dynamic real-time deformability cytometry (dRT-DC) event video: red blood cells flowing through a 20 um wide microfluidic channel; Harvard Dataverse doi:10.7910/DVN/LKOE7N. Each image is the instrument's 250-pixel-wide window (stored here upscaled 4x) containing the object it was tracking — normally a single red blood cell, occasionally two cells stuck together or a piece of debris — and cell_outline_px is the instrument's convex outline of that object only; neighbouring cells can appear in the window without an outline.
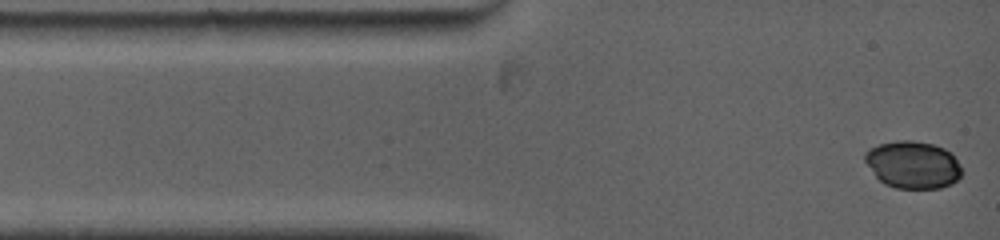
{"species": "common noctule bat (a hibernating species)", "species_latin": "Nyctalus noctula", "temperature_condition": "warm", "stored_images_in_passage": 16, "camera_frame_rate_fps": 5000, "um_per_image_px": 0.085, "animal": {"sex": "female", "body_mass_g": 19.0, "forearm_length_mm": 53.3}, "frame": {"image": 1, "passage_image": 1, "time_ms": 0.0, "image_size_px": [1000, 240], "cell_outline_px": [[964, 172], [952, 184], [940, 188], [896, 188], [884, 184], [876, 176], [864, 160], [864, 152], [868, 148], [880, 144], [896, 140], [912, 140], [932, 144], [944, 148], [952, 152], [960, 164]], "centroid_in_image_um": [77.61, 13.99], "position_along_channel_um": 7.4, "area_um2": 26.99}}
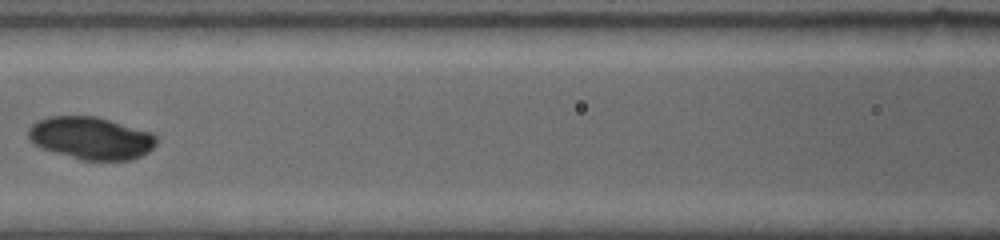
{"frame": {"image": 2, "passage_image": 10, "time_ms": 5.0, "image_size_px": [1000, 240], "cell_outline_px": [[156, 144], [148, 152], [132, 160], [80, 160], [40, 148], [32, 144], [28, 136], [28, 128], [36, 120], [48, 116], [96, 116], [152, 132], [156, 136]], "centroid_in_image_um": [7.7, 11.74], "position_along_channel_um": 158.9, "area_um2": 32.02}}
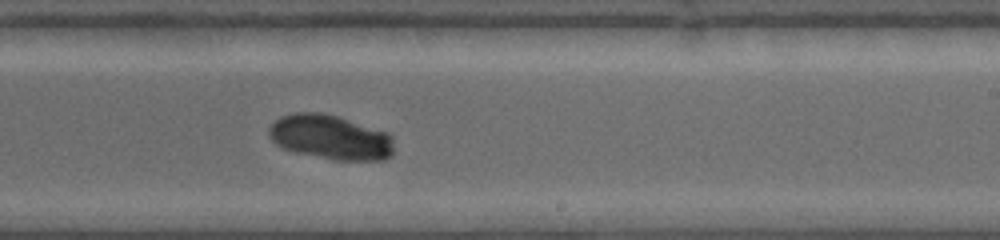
{"frame": {"image": 3, "passage_image": 16, "time_ms": 7.6, "image_size_px": [1000, 240], "cell_outline_px": [[392, 156], [384, 160], [332, 160], [296, 152], [280, 148], [268, 136], [268, 128], [280, 116], [292, 112], [320, 112], [336, 116], [388, 132], [392, 136]], "centroid_in_image_um": [28.06, 11.67], "position_along_channel_um": 260.9, "area_um2": 32.71}}